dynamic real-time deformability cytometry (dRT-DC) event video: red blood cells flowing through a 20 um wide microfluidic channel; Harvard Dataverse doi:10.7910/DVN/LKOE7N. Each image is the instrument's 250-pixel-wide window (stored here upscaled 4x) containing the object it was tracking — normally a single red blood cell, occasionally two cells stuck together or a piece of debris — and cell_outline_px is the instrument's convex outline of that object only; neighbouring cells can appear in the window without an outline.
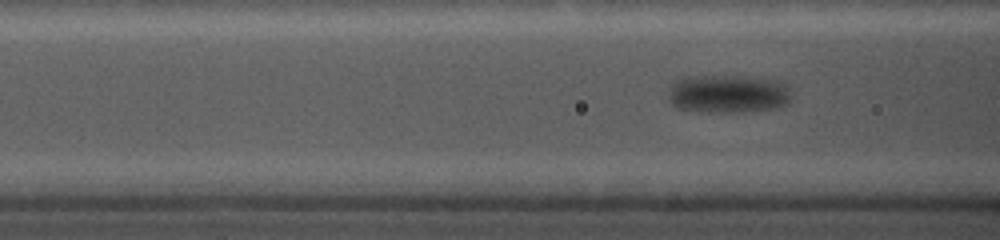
{"species": "common noctule bat (a hibernating species)", "species_latin": "Nyctalus noctula", "temperature_condition": "cold", "stored_images_in_passage": 38, "camera_frame_rate_fps": 5000, "um_per_image_px": 0.085, "animal": {"sex": "female", "body_mass_g": 19.0, "forearm_length_mm": 56.7}, "frame": {"image": 1, "passage_image": 6, "time_ms": 1.0, "image_size_px": [1000, 240], "cell_outline_px": [[788, 104], [772, 108], [744, 112], [708, 112], [676, 108], [668, 100], [668, 84], [676, 80], [692, 76], [740, 76], [776, 80], [788, 84]], "centroid_in_image_um": [61.81, 7.97], "position_along_channel_um": 104.8, "area_um2": 27.57}}
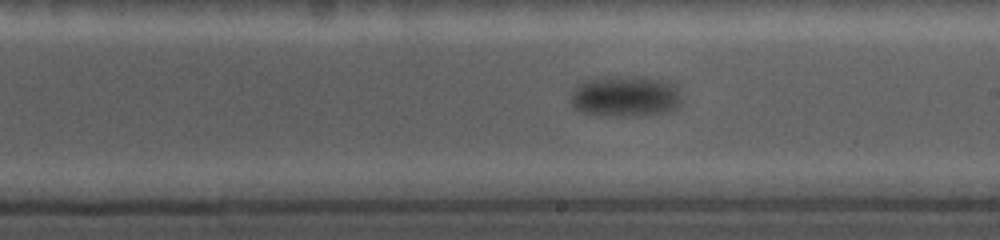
{"frame": {"image": 2, "passage_image": 26, "time_ms": 5.0, "image_size_px": [1000, 240], "cell_outline_px": [[680, 104], [676, 108], [668, 112], [624, 116], [580, 112], [572, 108], [572, 92], [576, 84], [584, 80], [604, 76], [636, 76], [676, 80], [680, 100]], "centroid_in_image_um": [53.18, 8.13], "position_along_channel_um": 235.8, "area_um2": 26.99}}
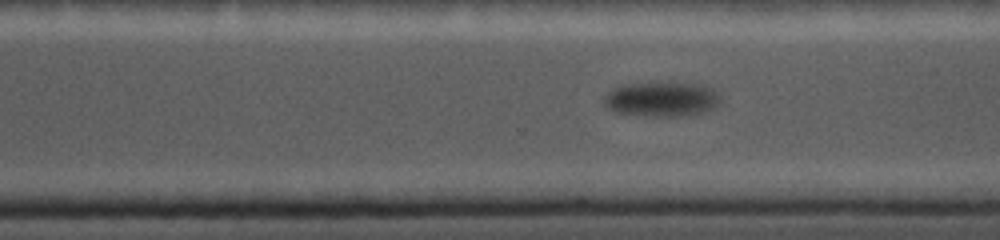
{"frame": {"image": 3, "passage_image": 38, "time_ms": 7.4, "image_size_px": [1000, 240], "cell_outline_px": [[720, 104], [716, 108], [704, 112], [688, 116], [652, 116], [616, 112], [608, 108], [604, 104], [604, 96], [612, 88], [624, 84], [704, 84], [712, 88], [716, 92], [720, 100]], "centroid_in_image_um": [56.27, 8.45], "position_along_channel_um": 314.3, "area_um2": 23.35}}